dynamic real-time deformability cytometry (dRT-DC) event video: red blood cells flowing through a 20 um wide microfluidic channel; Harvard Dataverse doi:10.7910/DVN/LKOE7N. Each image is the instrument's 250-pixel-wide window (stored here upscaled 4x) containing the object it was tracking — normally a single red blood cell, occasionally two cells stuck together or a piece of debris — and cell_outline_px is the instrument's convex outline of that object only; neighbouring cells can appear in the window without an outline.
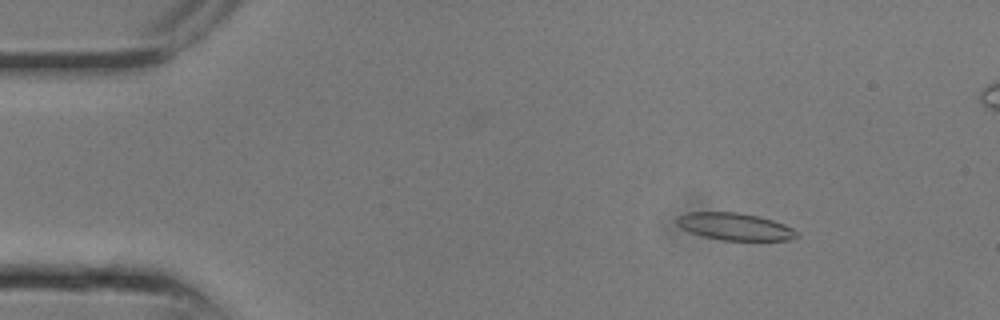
{"species": "common noctule bat (a hibernating species)", "species_latin": "Nyctalus noctula", "temperature_condition": "room temperature", "stored_images_in_passage": 14, "camera_frame_rate_fps": 3000, "um_per_image_px": 0.085, "animal": {"sex": "male", "body_mass_g": 13.3}, "frame": {"image": 1, "passage_image": 3, "time_ms": 0.667, "image_size_px": [1000, 320], "cell_outline_px": [[800, 236], [792, 240], [720, 240], [704, 236], [680, 228], [676, 224], [676, 220], [680, 216], [688, 212], [736, 212], [760, 216], [784, 224], [792, 228]], "centroid_in_image_um": [62.48, 19.26], "position_along_channel_um": 22.5, "area_um2": 18.96}}
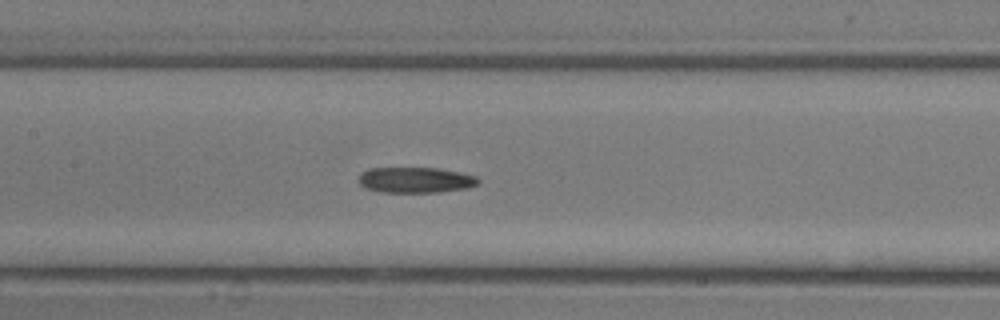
{"frame": {"image": 2, "passage_image": 11, "time_ms": 3.333, "image_size_px": [1000, 320], "cell_outline_px": [[480, 180], [476, 184], [468, 188], [440, 192], [384, 192], [364, 188], [356, 180], [360, 172], [368, 168], [436, 168], [476, 176]], "centroid_in_image_um": [35.24, 15.3], "position_along_channel_um": 172.2, "area_um2": 17.92}}
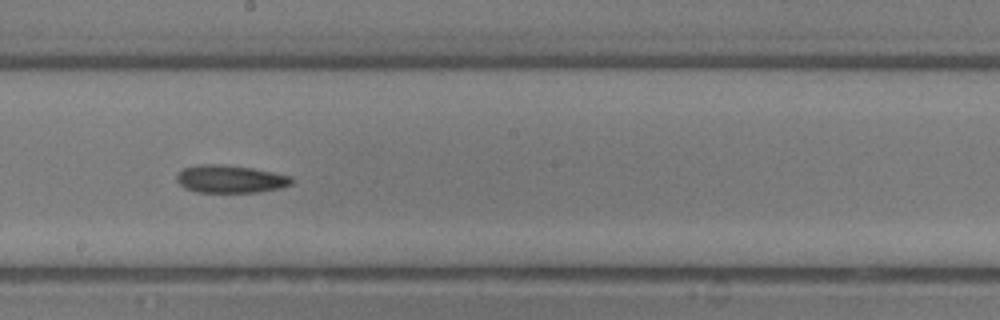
{"frame": {"image": 3, "passage_image": 13, "time_ms": 4.0, "image_size_px": [1000, 320], "cell_outline_px": [[292, 184], [280, 188], [260, 192], [196, 192], [184, 188], [176, 180], [176, 176], [184, 168], [196, 164], [224, 164], [252, 168], [292, 176]], "centroid_in_image_um": [19.57, 15.21], "position_along_channel_um": 228.6, "area_um2": 18.67}}